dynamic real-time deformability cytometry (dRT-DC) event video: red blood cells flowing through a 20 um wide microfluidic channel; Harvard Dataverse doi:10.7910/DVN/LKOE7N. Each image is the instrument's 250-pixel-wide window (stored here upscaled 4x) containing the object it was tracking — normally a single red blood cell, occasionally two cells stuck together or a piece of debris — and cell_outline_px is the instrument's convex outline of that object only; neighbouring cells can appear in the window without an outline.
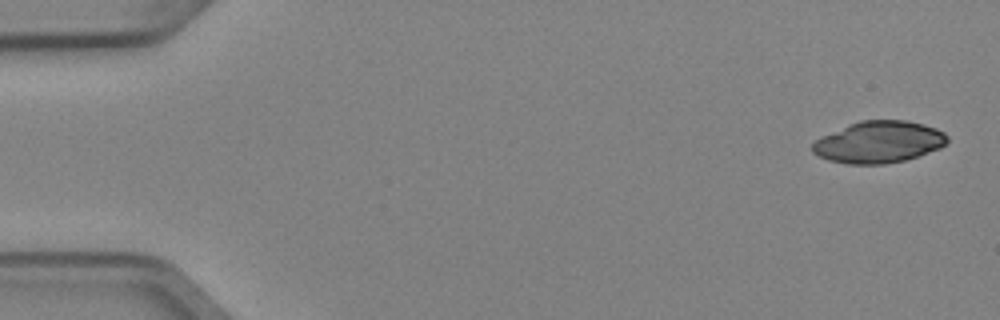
{"species": "Egyptian fruit bat (a non-hibernating species)", "species_latin": "Rousettus aegyptiacus", "temperature_condition": "cold", "stored_images_in_passage": 3, "segment_of_instrument_passage": [1, 2], "camera_frame_rate_fps": 3000, "um_per_image_px": 0.085, "animal": {"sex": "female"}, "frame": {"image": 1, "passage_image": 1, "time_ms": 0.0, "image_size_px": [1000, 320], "cell_outline_px": [[948, 140], [940, 148], [904, 160], [884, 164], [848, 164], [828, 160], [812, 152], [812, 144], [820, 136], [848, 124], [860, 120], [908, 120], [924, 124], [936, 128], [944, 132], [948, 136]], "centroid_in_image_um": [74.68, 12.06], "position_along_channel_um": 10.3, "area_um2": 32.89}}